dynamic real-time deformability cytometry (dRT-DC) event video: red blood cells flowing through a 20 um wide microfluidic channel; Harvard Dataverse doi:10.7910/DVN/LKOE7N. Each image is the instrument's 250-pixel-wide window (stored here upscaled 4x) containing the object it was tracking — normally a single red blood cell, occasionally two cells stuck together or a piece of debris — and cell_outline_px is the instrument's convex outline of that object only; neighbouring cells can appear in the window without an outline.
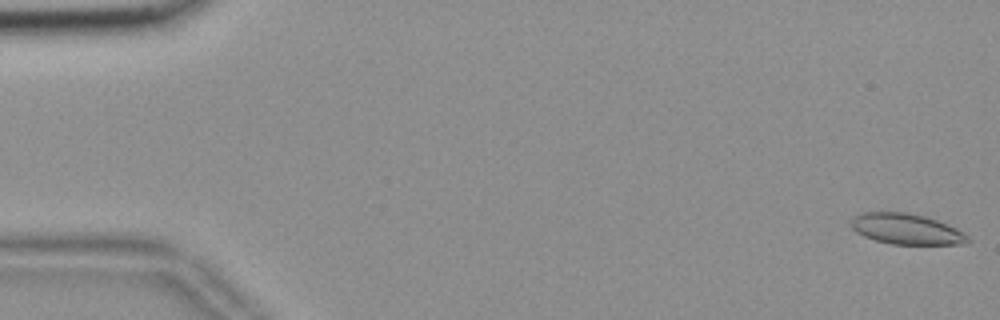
{"species": "common noctule bat (a hibernating species)", "species_latin": "Nyctalus noctula", "temperature_condition": "room temperature", "stored_images_in_passage": 56, "camera_frame_rate_fps": 3000, "um_per_image_px": 0.085, "animal": {"sex": "female", "body_mass_g": 18.4}, "frame": {"image": 1, "passage_image": 1, "time_ms": 0.0, "image_size_px": [1000, 320], "cell_outline_px": [[972, 240], [968, 244], [892, 244], [876, 240], [864, 236], [856, 232], [852, 228], [852, 216], [860, 212], [908, 212], [924, 216], [948, 224], [956, 228], [968, 236]], "centroid_in_image_um": [77.05, 19.46], "position_along_channel_um": 7.9, "area_um2": 20.92}}
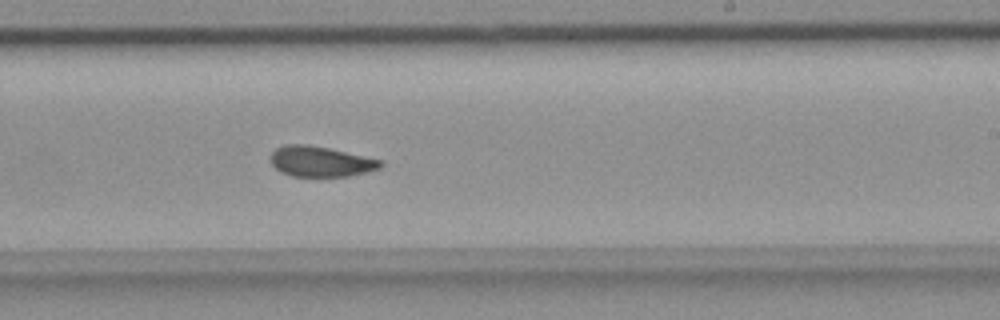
{"frame": {"image": 2, "passage_image": 34, "time_ms": 11.0, "image_size_px": [1000, 320], "cell_outline_px": [[384, 164], [380, 168], [368, 172], [348, 176], [292, 176], [280, 172], [272, 164], [272, 152], [276, 148], [284, 144], [308, 144], [328, 148], [384, 160]], "centroid_in_image_um": [27.29, 13.72], "position_along_channel_um": 261.7, "area_um2": 19.54}}
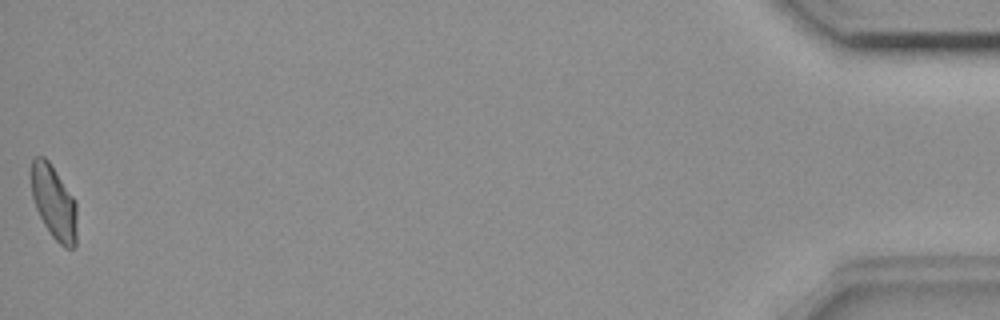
{"frame": {"image": 3, "passage_image": 56, "time_ms": 18.333, "image_size_px": [1000, 320], "cell_outline_px": [[76, 244], [72, 248], [64, 248], [52, 236], [44, 224], [36, 208], [32, 196], [32, 160], [36, 156], [44, 156], [48, 160], [76, 200]], "centroid_in_image_um": [4.6, 17.21], "position_along_channel_um": 430.6, "area_um2": 19.48}, "authors_computed_cell_mechanics": {"area_um2": 20.2878, "velocity_mm_per_s": 3.6362, "shape_relaxation_time_tau1_ms": null, "shape_relaxation_time_tau2_ms": 2.3746, "deformation_change_tau1": null, "deformation_change_tau2": 0.0665}}